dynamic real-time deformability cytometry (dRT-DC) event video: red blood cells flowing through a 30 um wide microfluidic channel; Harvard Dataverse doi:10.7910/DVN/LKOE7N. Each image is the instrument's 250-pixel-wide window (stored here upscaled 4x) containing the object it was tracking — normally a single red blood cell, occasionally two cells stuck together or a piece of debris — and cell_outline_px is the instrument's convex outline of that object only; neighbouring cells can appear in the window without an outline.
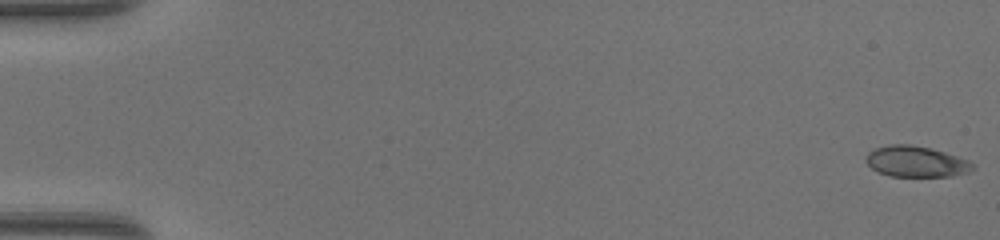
{"species": "common noctule bat (a hibernating species)", "species_latin": "Nyctalus noctula", "temperature_condition": "warm", "stored_images_in_passage": 49, "camera_frame_rate_fps": 3000, "um_per_image_px": 0.085, "animal": {"sex": "female", "body_mass_g": 17.0, "forearm_length_mm": 48.0}, "frame": {"image": 1, "passage_image": 1, "time_ms": 0.0, "image_size_px": [1000, 240], "cell_outline_px": [[976, 164], [968, 172], [952, 176], [888, 176], [876, 172], [864, 160], [864, 156], [868, 152], [876, 148], [892, 144], [908, 144], [928, 148], [944, 152], [968, 160]], "centroid_in_image_um": [77.82, 13.74], "position_along_channel_um": 7.2, "area_um2": 19.19}}
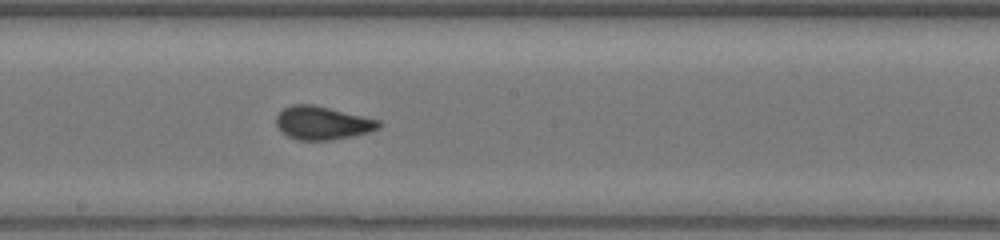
{"frame": {"image": 2, "passage_image": 28, "time_ms": 9.0, "image_size_px": [1000, 240], "cell_outline_px": [[380, 128], [368, 132], [352, 136], [328, 140], [296, 140], [280, 132], [276, 124], [276, 116], [284, 108], [292, 104], [312, 104], [380, 120]], "centroid_in_image_um": [27.37, 10.45], "position_along_channel_um": 220.8, "area_um2": 19.83}}
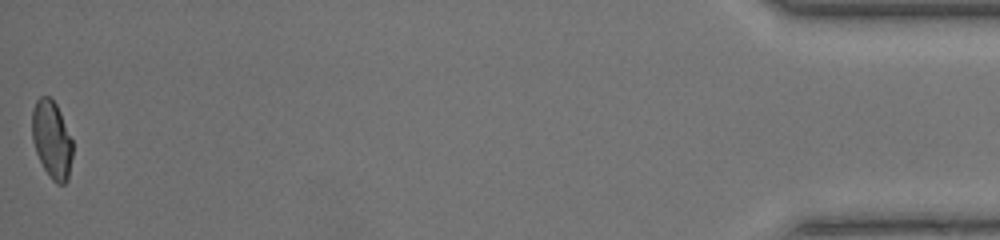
{"frame": {"image": 3, "passage_image": 49, "time_ms": 16.0, "image_size_px": [1000, 240], "cell_outline_px": [[72, 156], [68, 180], [64, 184], [56, 184], [52, 180], [44, 168], [36, 152], [32, 140], [32, 108], [36, 100], [40, 96], [48, 96], [56, 104], [60, 112], [72, 140]], "centroid_in_image_um": [4.39, 11.87], "position_along_channel_um": 430.8, "area_um2": 18.32}, "authors_computed_cell_mechanics": {"area_um2": 19.3052, "velocity_mm_per_s": 4.3646, "shape_relaxation_time_tau1_ms": 6.0526, "shape_relaxation_time_tau2_ms": null, "deformation_change_tau1": 0.1778, "deformation_change_tau2": null}}